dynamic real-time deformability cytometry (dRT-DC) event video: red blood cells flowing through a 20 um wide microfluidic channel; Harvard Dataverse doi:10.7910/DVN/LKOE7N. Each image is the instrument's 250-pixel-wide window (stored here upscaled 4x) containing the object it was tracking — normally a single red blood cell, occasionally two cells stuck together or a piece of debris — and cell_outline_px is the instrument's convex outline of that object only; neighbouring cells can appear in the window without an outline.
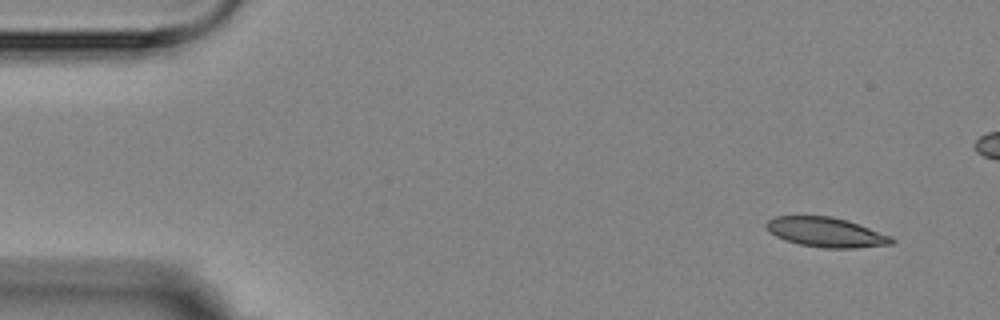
{"species": "Egyptian fruit bat (a non-hibernating species)", "species_latin": "Rousettus aegyptiacus", "temperature_condition": "room temperature", "stored_images_in_passage": 5, "camera_frame_rate_fps": 3000, "um_per_image_px": 0.085, "animal": {"sex": "female"}, "frame": {"image": 1, "passage_image": 1, "time_ms": 0.0, "image_size_px": [1000, 320], "cell_outline_px": [[896, 240], [892, 244], [856, 248], [824, 248], [800, 244], [784, 240], [768, 232], [764, 224], [768, 220], [776, 216], [832, 216], [848, 220], [892, 236]], "centroid_in_image_um": [70.21, 19.74], "position_along_channel_um": 14.8, "area_um2": 21.85}}